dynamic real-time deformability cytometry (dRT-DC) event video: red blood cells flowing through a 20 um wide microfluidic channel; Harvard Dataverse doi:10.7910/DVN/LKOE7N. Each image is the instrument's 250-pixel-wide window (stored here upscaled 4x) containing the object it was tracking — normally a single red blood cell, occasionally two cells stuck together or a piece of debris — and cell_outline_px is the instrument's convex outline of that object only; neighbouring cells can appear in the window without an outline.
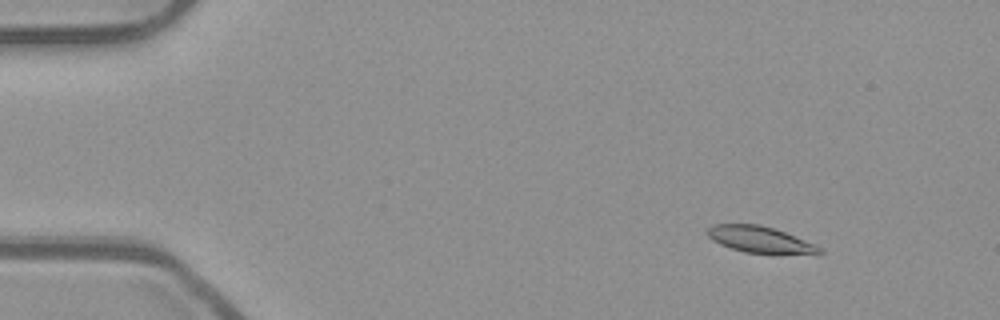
{"species": "common noctule bat (a hibernating species)", "species_latin": "Nyctalus noctula", "temperature_condition": "room temperature", "stored_images_in_passage": 49, "camera_frame_rate_fps": 3000, "um_per_image_px": 0.085, "animal": {"sex": "male", "body_mass_g": 23.1, "forearm_length_mm": 52.7}, "frame": {"image": 1, "passage_image": 2, "time_ms": 0.333, "image_size_px": [1000, 320], "cell_outline_px": [[824, 252], [820, 256], [816, 256], [744, 252], [720, 244], [712, 240], [708, 236], [708, 228], [712, 224], [760, 224], [784, 232], [816, 244]], "centroid_in_image_um": [64.71, 20.4], "position_along_channel_um": 20.3, "area_um2": 17.63}}
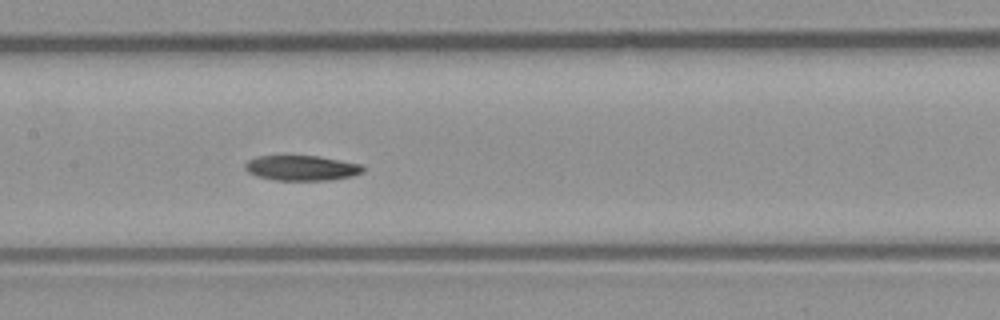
{"frame": {"image": 2, "passage_image": 22, "time_ms": 7.0, "image_size_px": [1000, 320], "cell_outline_px": [[364, 172], [352, 176], [332, 180], [276, 180], [256, 176], [248, 172], [244, 168], [244, 164], [248, 160], [256, 156], [320, 156], [360, 164], [364, 168]], "centroid_in_image_um": [25.63, 14.28], "position_along_channel_um": 181.8, "area_um2": 17.34}}
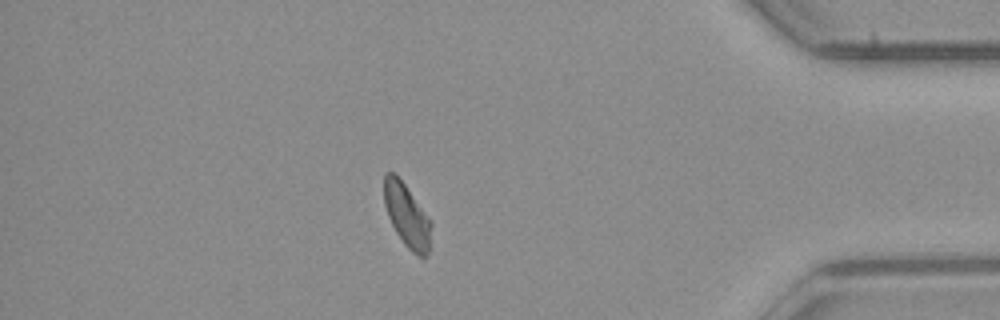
{"frame": {"image": 3, "passage_image": 42, "time_ms": 13.667, "image_size_px": [1000, 320], "cell_outline_px": [[432, 224], [428, 252], [424, 256], [420, 256], [412, 252], [404, 244], [396, 232], [388, 216], [384, 204], [384, 176], [388, 172], [392, 172], [404, 184], [432, 220]], "centroid_in_image_um": [34.6, 18.33], "position_along_channel_um": 400.6, "area_um2": 17.11}, "authors_computed_cell_mechanics": {"area_um2": 17.918, "velocity_mm_per_s": 3.882, "shape_relaxation_time_tau1_ms": 6.5277, "shape_relaxation_time_tau2_ms": null, "deformation_change_tau1": 0.1318, "deformation_change_tau2": null}}